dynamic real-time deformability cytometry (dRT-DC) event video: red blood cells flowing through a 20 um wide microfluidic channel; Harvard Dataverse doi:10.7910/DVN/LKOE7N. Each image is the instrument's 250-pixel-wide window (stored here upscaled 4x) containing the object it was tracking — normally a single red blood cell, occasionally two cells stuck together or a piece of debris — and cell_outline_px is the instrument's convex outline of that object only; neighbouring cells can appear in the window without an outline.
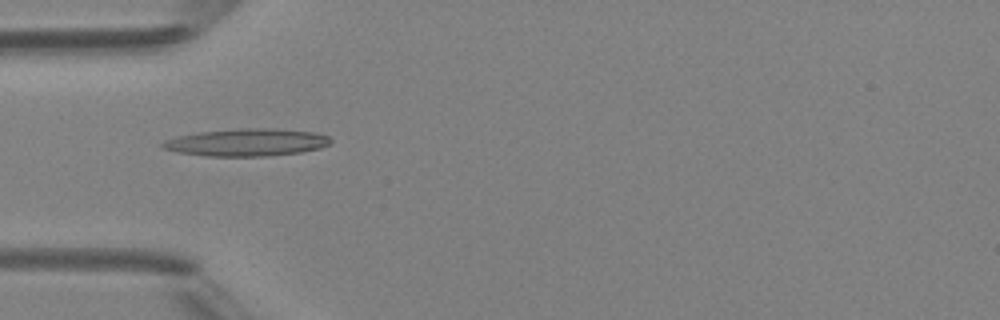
{"species": "Egyptian fruit bat (a non-hibernating species)", "species_latin": "Rousettus aegyptiacus", "temperature_condition": "room temperature", "stored_images_in_passage": 6, "camera_frame_rate_fps": 3000, "um_per_image_px": 0.085, "animal": {"sex": "female"}, "frame": {"image": 1, "passage_image": 5, "time_ms": 4.667, "image_size_px": [1000, 320], "cell_outline_px": [[332, 144], [320, 148], [300, 152], [268, 156], [204, 156], [176, 152], [164, 148], [160, 144], [164, 140], [176, 136], [200, 132], [240, 128], [276, 128], [316, 132], [328, 136], [332, 140]], "centroid_in_image_um": [20.99, 12.1], "position_along_channel_um": 64.0, "area_um2": 27.11}}
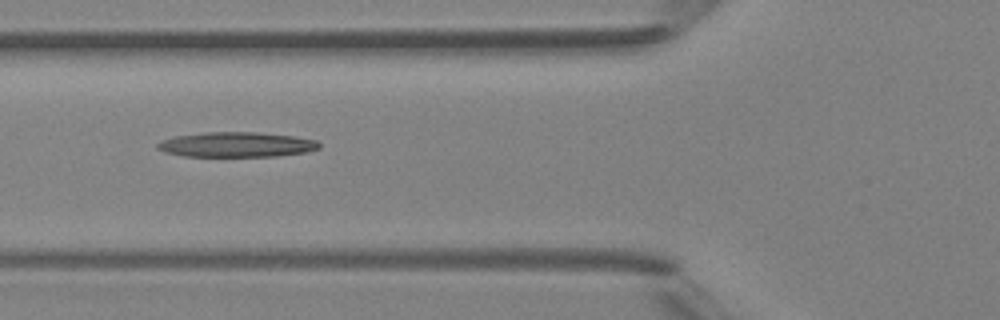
{"frame": {"image": 2, "passage_image": 6, "time_ms": 5.667, "image_size_px": [1000, 320], "cell_outline_px": [[320, 148], [308, 152], [276, 156], [180, 156], [164, 152], [156, 148], [156, 144], [172, 136], [204, 132], [260, 132], [292, 136], [316, 140], [320, 144]], "centroid_in_image_um": [20.08, 12.29], "position_along_channel_um": 105.7, "area_um2": 23.7}}